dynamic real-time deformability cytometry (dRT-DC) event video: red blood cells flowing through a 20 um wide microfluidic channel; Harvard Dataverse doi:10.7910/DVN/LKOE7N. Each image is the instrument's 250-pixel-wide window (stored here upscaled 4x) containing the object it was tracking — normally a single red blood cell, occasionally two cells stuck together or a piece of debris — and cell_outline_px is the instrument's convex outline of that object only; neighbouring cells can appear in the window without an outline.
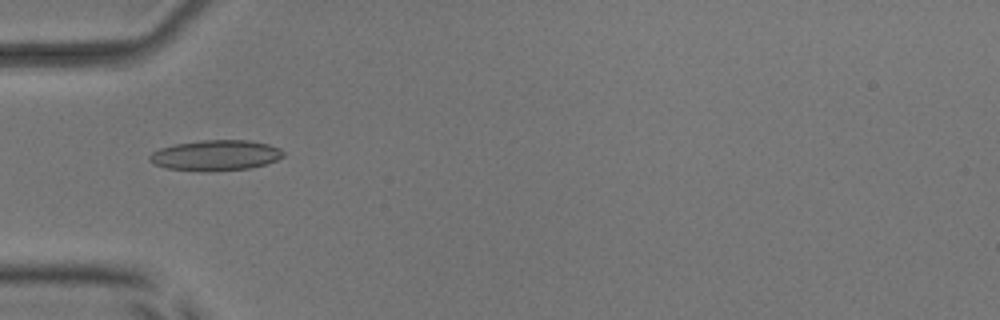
{"species": "common noctule bat (a hibernating species)", "species_latin": "Nyctalus noctula", "temperature_condition": "room temperature", "stored_images_in_passage": 48, "camera_frame_rate_fps": 3000, "um_per_image_px": 0.085, "animal": {"sex": "male", "body_mass_g": 17.9, "forearm_length_mm": 54.2}, "frame": {"image": 1, "passage_image": 12, "time_ms": 3.667, "image_size_px": [1000, 320], "cell_outline_px": [[284, 156], [276, 160], [264, 164], [248, 168], [216, 172], [208, 172], [168, 168], [152, 164], [148, 160], [148, 156], [152, 152], [160, 148], [176, 144], [204, 140], [248, 140], [268, 144], [280, 148], [284, 152]], "centroid_in_image_um": [18.31, 13.21], "position_along_channel_um": 66.7, "area_um2": 23.87}}
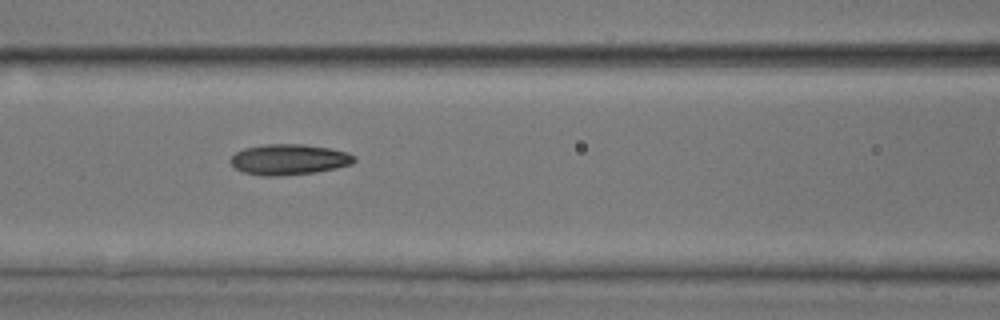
{"frame": {"image": 2, "passage_image": 18, "time_ms": 5.667, "image_size_px": [1000, 320], "cell_outline_px": [[356, 160], [352, 164], [336, 168], [316, 172], [276, 176], [260, 176], [244, 172], [236, 168], [228, 160], [236, 152], [244, 148], [264, 144], [304, 144], [328, 148], [348, 152], [356, 156]], "centroid_in_image_um": [24.57, 13.55], "position_along_channel_um": 142.0, "area_um2": 22.2}}
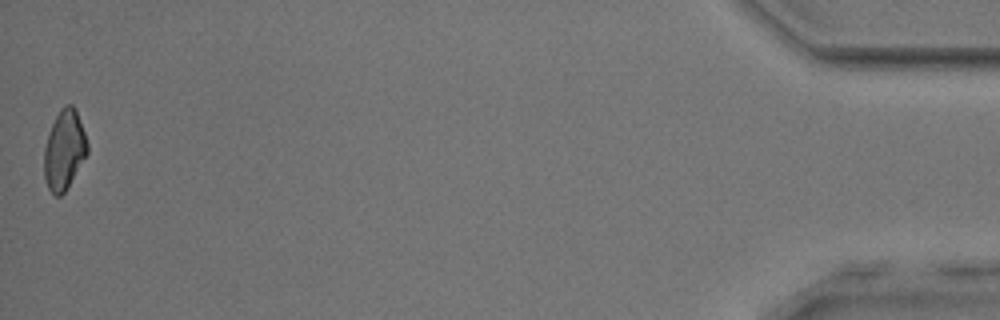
{"frame": {"image": 3, "passage_image": 48, "time_ms": 15.667, "image_size_px": [1000, 320], "cell_outline_px": [[88, 152], [64, 192], [60, 196], [56, 196], [48, 188], [44, 176], [44, 148], [48, 132], [60, 108], [64, 104], [72, 104], [76, 108], [88, 144]], "centroid_in_image_um": [5.45, 12.7], "position_along_channel_um": 429.8, "area_um2": 19.94}, "authors_computed_cell_mechanics": {"area_um2": 21.2415, "velocity_mm_per_s": 3.8164, "shape_relaxation_time_tau1_ms": 3.4828, "shape_relaxation_time_tau2_ms": 4.0144, "deformation_change_tau1": 0.1056, "deformation_change_tau2": 0.1113}}